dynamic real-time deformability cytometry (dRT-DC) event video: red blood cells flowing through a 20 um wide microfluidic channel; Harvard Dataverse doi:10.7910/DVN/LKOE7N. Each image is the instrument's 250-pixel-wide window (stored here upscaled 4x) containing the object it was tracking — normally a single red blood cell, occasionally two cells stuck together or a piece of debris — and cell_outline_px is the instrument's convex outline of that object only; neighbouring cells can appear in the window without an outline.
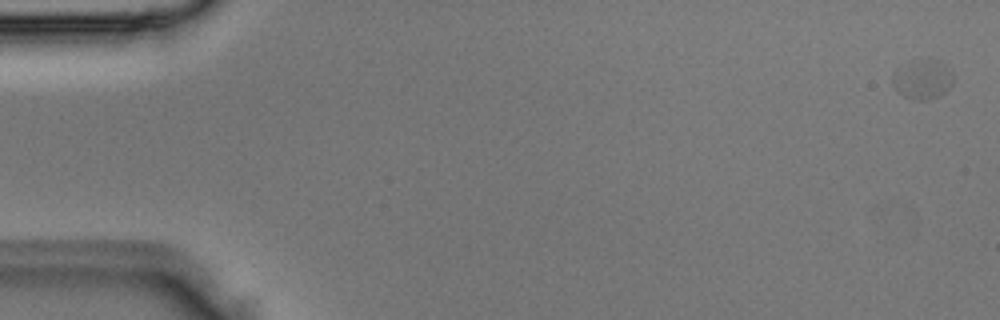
{"species": "Egyptian fruit bat (a non-hibernating species)", "species_latin": "Rousettus aegyptiacus", "temperature_condition": "room temperature", "stored_images_in_passage": 5, "camera_frame_rate_fps": 3000, "um_per_image_px": 0.085, "animal": {"sex": "male"}, "frame": {"image": 1, "passage_image": 1, "time_ms": 0.0, "image_size_px": [1000, 320], "cell_outline_px": [[952, 84], [944, 92], [936, 96], [924, 100], [916, 100], [904, 96], [892, 84], [892, 76], [908, 60], [940, 60], [952, 72]], "centroid_in_image_um": [78.41, 6.72], "position_along_channel_um": 6.6, "area_um2": 13.64}}
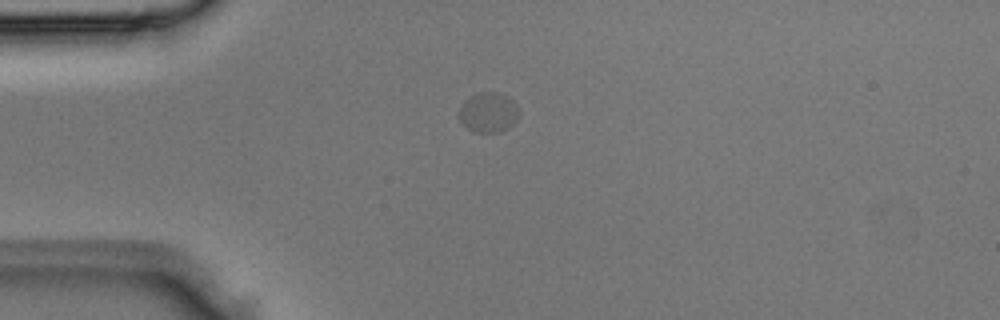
{"frame": {"image": 2, "passage_image": 4, "time_ms": 1.0, "image_size_px": [1000, 320], "cell_outline_px": [[516, 120], [508, 128], [500, 132], [472, 132], [460, 120], [460, 104], [472, 96], [480, 92], [500, 92], [508, 96], [512, 100], [516, 108]], "centroid_in_image_um": [41.49, 9.55], "position_along_channel_um": 43.5, "area_um2": 13.64}}